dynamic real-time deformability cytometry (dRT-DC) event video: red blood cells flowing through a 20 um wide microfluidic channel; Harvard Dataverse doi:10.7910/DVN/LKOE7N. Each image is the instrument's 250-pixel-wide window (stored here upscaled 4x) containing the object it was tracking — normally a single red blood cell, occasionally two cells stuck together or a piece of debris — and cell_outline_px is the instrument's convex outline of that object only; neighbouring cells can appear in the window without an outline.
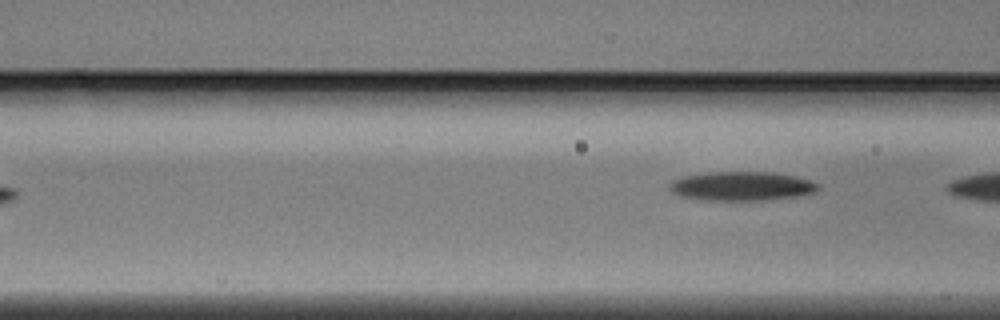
{"species": "Egyptian fruit bat (a non-hibernating species)", "species_latin": "Rousettus aegyptiacus", "temperature_condition": "warm", "stored_images_in_passage": 7, "segment_of_instrument_passage": [2, 2], "camera_frame_rate_fps": 3000, "um_per_image_px": 0.085, "animal": {"sex": "male"}, "frame": {"image": 1, "passage_image": 7, "time_ms": 2.0, "image_size_px": [1000, 320], "cell_outline_px": [[820, 188], [812, 192], [792, 196], [760, 200], [708, 200], [680, 196], [672, 192], [668, 188], [668, 184], [672, 180], [684, 176], [708, 172], [772, 172], [796, 176], [820, 184]], "centroid_in_image_um": [62.98, 15.8], "position_along_channel_um": 103.6, "area_um2": 24.91}}